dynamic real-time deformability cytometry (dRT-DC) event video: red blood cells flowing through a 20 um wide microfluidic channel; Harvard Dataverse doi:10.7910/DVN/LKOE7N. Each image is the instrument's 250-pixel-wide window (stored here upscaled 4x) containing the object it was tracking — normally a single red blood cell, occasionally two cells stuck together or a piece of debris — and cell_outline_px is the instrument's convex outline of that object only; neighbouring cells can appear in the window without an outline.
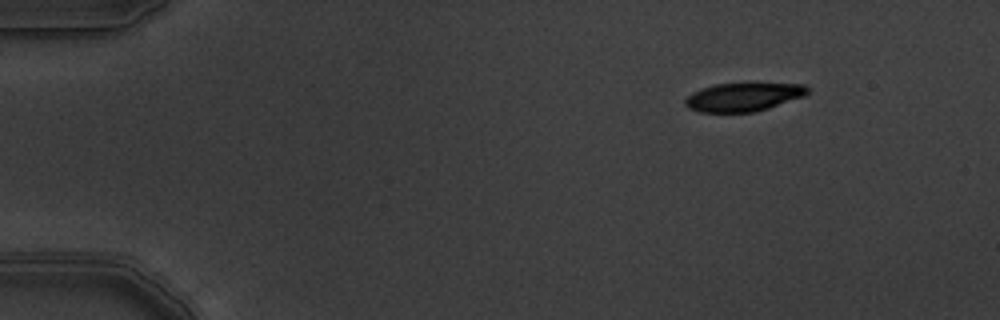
{"species": "common noctule bat (a hibernating species)", "species_latin": "Nyctalus noctula", "temperature_condition": "warm", "stored_images_in_passage": 3, "camera_frame_rate_fps": 3000, "um_per_image_px": 0.085, "animal": {"sex": "male", "body_mass_g": 19.5, "forearm_length_mm": 54.6}, "frame": {"image": 1, "passage_image": 1, "time_ms": 0.0, "image_size_px": [1000, 320], "cell_outline_px": [[808, 92], [804, 96], [756, 112], [700, 112], [688, 108], [684, 104], [684, 100], [692, 92], [700, 88], [716, 84], [804, 84], [808, 88]], "centroid_in_image_um": [63.14, 8.25], "position_along_channel_um": 21.9, "area_um2": 20.11}}